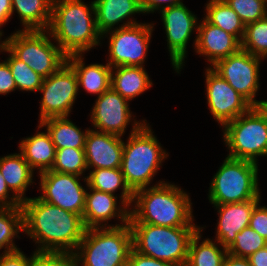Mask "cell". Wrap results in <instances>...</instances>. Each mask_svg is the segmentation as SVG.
I'll return each mask as SVG.
<instances>
[{
	"mask_svg": "<svg viewBox=\"0 0 267 266\" xmlns=\"http://www.w3.org/2000/svg\"><path fill=\"white\" fill-rule=\"evenodd\" d=\"M204 18L222 30L234 35L240 42L245 32V24L238 14L224 0H208Z\"/></svg>",
	"mask_w": 267,
	"mask_h": 266,
	"instance_id": "f546056e",
	"label": "cell"
},
{
	"mask_svg": "<svg viewBox=\"0 0 267 266\" xmlns=\"http://www.w3.org/2000/svg\"><path fill=\"white\" fill-rule=\"evenodd\" d=\"M132 205L128 223L164 227L197 226L193 223L189 194L173 183L159 180L149 188L135 191Z\"/></svg>",
	"mask_w": 267,
	"mask_h": 266,
	"instance_id": "7a4b0ae2",
	"label": "cell"
},
{
	"mask_svg": "<svg viewBox=\"0 0 267 266\" xmlns=\"http://www.w3.org/2000/svg\"><path fill=\"white\" fill-rule=\"evenodd\" d=\"M153 30L154 23L140 22L104 33L102 40L106 37L109 40L108 64L111 67H144Z\"/></svg>",
	"mask_w": 267,
	"mask_h": 266,
	"instance_id": "30bf717a",
	"label": "cell"
},
{
	"mask_svg": "<svg viewBox=\"0 0 267 266\" xmlns=\"http://www.w3.org/2000/svg\"><path fill=\"white\" fill-rule=\"evenodd\" d=\"M161 22L167 37V47L173 69L178 74L187 58V45L194 30H198V17L183 2L160 10Z\"/></svg>",
	"mask_w": 267,
	"mask_h": 266,
	"instance_id": "4fadbf2b",
	"label": "cell"
},
{
	"mask_svg": "<svg viewBox=\"0 0 267 266\" xmlns=\"http://www.w3.org/2000/svg\"><path fill=\"white\" fill-rule=\"evenodd\" d=\"M51 38L48 30L18 29L3 41L4 46L16 58L43 78H47L67 61V56Z\"/></svg>",
	"mask_w": 267,
	"mask_h": 266,
	"instance_id": "9c48e42d",
	"label": "cell"
},
{
	"mask_svg": "<svg viewBox=\"0 0 267 266\" xmlns=\"http://www.w3.org/2000/svg\"><path fill=\"white\" fill-rule=\"evenodd\" d=\"M260 107L262 109H264L265 111H267V100H262L261 104H260Z\"/></svg>",
	"mask_w": 267,
	"mask_h": 266,
	"instance_id": "7dc6e473",
	"label": "cell"
},
{
	"mask_svg": "<svg viewBox=\"0 0 267 266\" xmlns=\"http://www.w3.org/2000/svg\"><path fill=\"white\" fill-rule=\"evenodd\" d=\"M38 175L42 191L41 196L38 197L41 200L80 216L83 215L87 189L80 183L81 176L52 170Z\"/></svg>",
	"mask_w": 267,
	"mask_h": 266,
	"instance_id": "5bb4252c",
	"label": "cell"
},
{
	"mask_svg": "<svg viewBox=\"0 0 267 266\" xmlns=\"http://www.w3.org/2000/svg\"><path fill=\"white\" fill-rule=\"evenodd\" d=\"M193 42L197 54L207 59L212 67L217 61L227 58L241 48V42L232 34L210 24L204 17L199 21Z\"/></svg>",
	"mask_w": 267,
	"mask_h": 266,
	"instance_id": "d6986e66",
	"label": "cell"
},
{
	"mask_svg": "<svg viewBox=\"0 0 267 266\" xmlns=\"http://www.w3.org/2000/svg\"><path fill=\"white\" fill-rule=\"evenodd\" d=\"M9 193H11L9 195ZM9 189L2 173L0 172V207H18L22 201ZM10 196V197H9Z\"/></svg>",
	"mask_w": 267,
	"mask_h": 266,
	"instance_id": "7bdbcfd3",
	"label": "cell"
},
{
	"mask_svg": "<svg viewBox=\"0 0 267 266\" xmlns=\"http://www.w3.org/2000/svg\"><path fill=\"white\" fill-rule=\"evenodd\" d=\"M69 116L51 117L39 123L38 129L46 128L56 149L62 148H84L85 139L89 128L81 130Z\"/></svg>",
	"mask_w": 267,
	"mask_h": 266,
	"instance_id": "484cf974",
	"label": "cell"
},
{
	"mask_svg": "<svg viewBox=\"0 0 267 266\" xmlns=\"http://www.w3.org/2000/svg\"><path fill=\"white\" fill-rule=\"evenodd\" d=\"M3 45H4V41H2V36L0 35V50H1Z\"/></svg>",
	"mask_w": 267,
	"mask_h": 266,
	"instance_id": "c3c4849f",
	"label": "cell"
},
{
	"mask_svg": "<svg viewBox=\"0 0 267 266\" xmlns=\"http://www.w3.org/2000/svg\"><path fill=\"white\" fill-rule=\"evenodd\" d=\"M251 266H267V245L248 257Z\"/></svg>",
	"mask_w": 267,
	"mask_h": 266,
	"instance_id": "f6af8a7d",
	"label": "cell"
},
{
	"mask_svg": "<svg viewBox=\"0 0 267 266\" xmlns=\"http://www.w3.org/2000/svg\"><path fill=\"white\" fill-rule=\"evenodd\" d=\"M182 3V0H139V5L143 14L156 13L162 9L176 6Z\"/></svg>",
	"mask_w": 267,
	"mask_h": 266,
	"instance_id": "b9f144b4",
	"label": "cell"
},
{
	"mask_svg": "<svg viewBox=\"0 0 267 266\" xmlns=\"http://www.w3.org/2000/svg\"><path fill=\"white\" fill-rule=\"evenodd\" d=\"M224 266H251L248 258L236 257L229 253L226 254L224 259Z\"/></svg>",
	"mask_w": 267,
	"mask_h": 266,
	"instance_id": "bcb514c9",
	"label": "cell"
},
{
	"mask_svg": "<svg viewBox=\"0 0 267 266\" xmlns=\"http://www.w3.org/2000/svg\"><path fill=\"white\" fill-rule=\"evenodd\" d=\"M132 248L149 257L186 266L191 238L200 226L164 227L129 223Z\"/></svg>",
	"mask_w": 267,
	"mask_h": 266,
	"instance_id": "5b68a950",
	"label": "cell"
},
{
	"mask_svg": "<svg viewBox=\"0 0 267 266\" xmlns=\"http://www.w3.org/2000/svg\"><path fill=\"white\" fill-rule=\"evenodd\" d=\"M209 111L222 127L246 113L252 105L210 66L205 70Z\"/></svg>",
	"mask_w": 267,
	"mask_h": 266,
	"instance_id": "9a60e30c",
	"label": "cell"
},
{
	"mask_svg": "<svg viewBox=\"0 0 267 266\" xmlns=\"http://www.w3.org/2000/svg\"><path fill=\"white\" fill-rule=\"evenodd\" d=\"M12 15L18 13L24 31L48 30L52 0H11Z\"/></svg>",
	"mask_w": 267,
	"mask_h": 266,
	"instance_id": "4316f807",
	"label": "cell"
},
{
	"mask_svg": "<svg viewBox=\"0 0 267 266\" xmlns=\"http://www.w3.org/2000/svg\"><path fill=\"white\" fill-rule=\"evenodd\" d=\"M0 172L5 179L9 189L21 201L28 199L25 193L33 181L34 171L24 159L21 153L9 154L0 157Z\"/></svg>",
	"mask_w": 267,
	"mask_h": 266,
	"instance_id": "d4e9b609",
	"label": "cell"
},
{
	"mask_svg": "<svg viewBox=\"0 0 267 266\" xmlns=\"http://www.w3.org/2000/svg\"><path fill=\"white\" fill-rule=\"evenodd\" d=\"M127 266H179V265L163 260H157L153 257L143 255L135 251L133 248H131L128 255Z\"/></svg>",
	"mask_w": 267,
	"mask_h": 266,
	"instance_id": "f35d334b",
	"label": "cell"
},
{
	"mask_svg": "<svg viewBox=\"0 0 267 266\" xmlns=\"http://www.w3.org/2000/svg\"><path fill=\"white\" fill-rule=\"evenodd\" d=\"M249 227L267 241V207L260 206V202L252 211Z\"/></svg>",
	"mask_w": 267,
	"mask_h": 266,
	"instance_id": "74e56055",
	"label": "cell"
},
{
	"mask_svg": "<svg viewBox=\"0 0 267 266\" xmlns=\"http://www.w3.org/2000/svg\"><path fill=\"white\" fill-rule=\"evenodd\" d=\"M17 87L12 76L11 69L6 61L0 62V95H7Z\"/></svg>",
	"mask_w": 267,
	"mask_h": 266,
	"instance_id": "60d3db41",
	"label": "cell"
},
{
	"mask_svg": "<svg viewBox=\"0 0 267 266\" xmlns=\"http://www.w3.org/2000/svg\"><path fill=\"white\" fill-rule=\"evenodd\" d=\"M24 232L37 246L35 251L74 253L86 232L83 217L39 197L21 203Z\"/></svg>",
	"mask_w": 267,
	"mask_h": 266,
	"instance_id": "6da1fadb",
	"label": "cell"
},
{
	"mask_svg": "<svg viewBox=\"0 0 267 266\" xmlns=\"http://www.w3.org/2000/svg\"><path fill=\"white\" fill-rule=\"evenodd\" d=\"M0 266H32V256L27 257L20 249L0 253Z\"/></svg>",
	"mask_w": 267,
	"mask_h": 266,
	"instance_id": "ab89813d",
	"label": "cell"
},
{
	"mask_svg": "<svg viewBox=\"0 0 267 266\" xmlns=\"http://www.w3.org/2000/svg\"><path fill=\"white\" fill-rule=\"evenodd\" d=\"M223 142L227 146V157L248 160L258 164V156L267 153V111L252 106L246 113L223 127Z\"/></svg>",
	"mask_w": 267,
	"mask_h": 266,
	"instance_id": "ba28073f",
	"label": "cell"
},
{
	"mask_svg": "<svg viewBox=\"0 0 267 266\" xmlns=\"http://www.w3.org/2000/svg\"><path fill=\"white\" fill-rule=\"evenodd\" d=\"M84 54H74L67 57V63L73 68L77 80L78 88L82 87L87 93L100 96L111 88L112 67L92 63L85 65Z\"/></svg>",
	"mask_w": 267,
	"mask_h": 266,
	"instance_id": "7402d4cb",
	"label": "cell"
},
{
	"mask_svg": "<svg viewBox=\"0 0 267 266\" xmlns=\"http://www.w3.org/2000/svg\"><path fill=\"white\" fill-rule=\"evenodd\" d=\"M24 232L22 207H0V250L11 252L18 250L14 238Z\"/></svg>",
	"mask_w": 267,
	"mask_h": 266,
	"instance_id": "4dcf8cb0",
	"label": "cell"
},
{
	"mask_svg": "<svg viewBox=\"0 0 267 266\" xmlns=\"http://www.w3.org/2000/svg\"><path fill=\"white\" fill-rule=\"evenodd\" d=\"M18 148L33 171L36 169L40 174L51 170L55 161L56 147L47 130L45 132L37 130L34 135L23 138Z\"/></svg>",
	"mask_w": 267,
	"mask_h": 266,
	"instance_id": "603a6c76",
	"label": "cell"
},
{
	"mask_svg": "<svg viewBox=\"0 0 267 266\" xmlns=\"http://www.w3.org/2000/svg\"><path fill=\"white\" fill-rule=\"evenodd\" d=\"M132 248L129 223L120 227L86 229L75 250L76 266H127Z\"/></svg>",
	"mask_w": 267,
	"mask_h": 266,
	"instance_id": "8992f818",
	"label": "cell"
},
{
	"mask_svg": "<svg viewBox=\"0 0 267 266\" xmlns=\"http://www.w3.org/2000/svg\"><path fill=\"white\" fill-rule=\"evenodd\" d=\"M255 162L226 157L211 180L208 200L212 205L261 199Z\"/></svg>",
	"mask_w": 267,
	"mask_h": 266,
	"instance_id": "52a82bcc",
	"label": "cell"
},
{
	"mask_svg": "<svg viewBox=\"0 0 267 266\" xmlns=\"http://www.w3.org/2000/svg\"><path fill=\"white\" fill-rule=\"evenodd\" d=\"M153 86L152 80L142 66L112 67L111 88L131 101Z\"/></svg>",
	"mask_w": 267,
	"mask_h": 266,
	"instance_id": "cb8c5ba5",
	"label": "cell"
},
{
	"mask_svg": "<svg viewBox=\"0 0 267 266\" xmlns=\"http://www.w3.org/2000/svg\"><path fill=\"white\" fill-rule=\"evenodd\" d=\"M32 266H76V262L73 253L34 251Z\"/></svg>",
	"mask_w": 267,
	"mask_h": 266,
	"instance_id": "8d00e7d4",
	"label": "cell"
},
{
	"mask_svg": "<svg viewBox=\"0 0 267 266\" xmlns=\"http://www.w3.org/2000/svg\"><path fill=\"white\" fill-rule=\"evenodd\" d=\"M86 183L87 192L85 196V207L82 215L85 227L105 228L120 227L129 222V207L122 201H118V195L107 192H101L88 186L87 177H83ZM88 189L90 192H88ZM119 202V205H118ZM121 224L110 225L107 222L115 218ZM104 223V224H103Z\"/></svg>",
	"mask_w": 267,
	"mask_h": 266,
	"instance_id": "e0dca14e",
	"label": "cell"
},
{
	"mask_svg": "<svg viewBox=\"0 0 267 266\" xmlns=\"http://www.w3.org/2000/svg\"><path fill=\"white\" fill-rule=\"evenodd\" d=\"M91 111L90 121L94 130L121 137L134 118L129 107V100L123 98L112 88L97 96Z\"/></svg>",
	"mask_w": 267,
	"mask_h": 266,
	"instance_id": "2e32d148",
	"label": "cell"
},
{
	"mask_svg": "<svg viewBox=\"0 0 267 266\" xmlns=\"http://www.w3.org/2000/svg\"><path fill=\"white\" fill-rule=\"evenodd\" d=\"M1 52L9 53L5 61L11 69L17 90L20 89L21 91L30 92L39 91L44 78L31 69L26 63L16 58L4 45L0 50V53Z\"/></svg>",
	"mask_w": 267,
	"mask_h": 266,
	"instance_id": "1f68e13d",
	"label": "cell"
},
{
	"mask_svg": "<svg viewBox=\"0 0 267 266\" xmlns=\"http://www.w3.org/2000/svg\"><path fill=\"white\" fill-rule=\"evenodd\" d=\"M132 123L133 128L123 144L121 171L127 186L134 193L152 183L169 154L153 135L154 131L145 119H134Z\"/></svg>",
	"mask_w": 267,
	"mask_h": 266,
	"instance_id": "277c9868",
	"label": "cell"
},
{
	"mask_svg": "<svg viewBox=\"0 0 267 266\" xmlns=\"http://www.w3.org/2000/svg\"><path fill=\"white\" fill-rule=\"evenodd\" d=\"M241 48L263 60L267 58V16L245 25Z\"/></svg>",
	"mask_w": 267,
	"mask_h": 266,
	"instance_id": "836d02e7",
	"label": "cell"
},
{
	"mask_svg": "<svg viewBox=\"0 0 267 266\" xmlns=\"http://www.w3.org/2000/svg\"><path fill=\"white\" fill-rule=\"evenodd\" d=\"M267 245V241L250 227L239 232L234 242L227 248L229 254L248 258Z\"/></svg>",
	"mask_w": 267,
	"mask_h": 266,
	"instance_id": "e575fe53",
	"label": "cell"
},
{
	"mask_svg": "<svg viewBox=\"0 0 267 266\" xmlns=\"http://www.w3.org/2000/svg\"><path fill=\"white\" fill-rule=\"evenodd\" d=\"M48 31L67 57L102 44L93 1L88 5L82 0H52Z\"/></svg>",
	"mask_w": 267,
	"mask_h": 266,
	"instance_id": "3957f363",
	"label": "cell"
},
{
	"mask_svg": "<svg viewBox=\"0 0 267 266\" xmlns=\"http://www.w3.org/2000/svg\"><path fill=\"white\" fill-rule=\"evenodd\" d=\"M51 170L83 177V173L88 170L84 148L56 149L55 161Z\"/></svg>",
	"mask_w": 267,
	"mask_h": 266,
	"instance_id": "d6a6232c",
	"label": "cell"
},
{
	"mask_svg": "<svg viewBox=\"0 0 267 266\" xmlns=\"http://www.w3.org/2000/svg\"><path fill=\"white\" fill-rule=\"evenodd\" d=\"M260 199L248 200L239 203L213 205L218 212L215 240L223 247L228 248L235 240L237 234L249 227L252 211Z\"/></svg>",
	"mask_w": 267,
	"mask_h": 266,
	"instance_id": "ffe728a7",
	"label": "cell"
},
{
	"mask_svg": "<svg viewBox=\"0 0 267 266\" xmlns=\"http://www.w3.org/2000/svg\"><path fill=\"white\" fill-rule=\"evenodd\" d=\"M79 90L77 76L67 62L44 78L38 91L43 93L38 123L51 117L69 116Z\"/></svg>",
	"mask_w": 267,
	"mask_h": 266,
	"instance_id": "7c38bea8",
	"label": "cell"
},
{
	"mask_svg": "<svg viewBox=\"0 0 267 266\" xmlns=\"http://www.w3.org/2000/svg\"><path fill=\"white\" fill-rule=\"evenodd\" d=\"M93 3L96 26L101 35L115 28L118 29L139 23L136 19H131L130 17L143 13L139 0H94ZM120 22H123V24L120 25Z\"/></svg>",
	"mask_w": 267,
	"mask_h": 266,
	"instance_id": "44dd1931",
	"label": "cell"
},
{
	"mask_svg": "<svg viewBox=\"0 0 267 266\" xmlns=\"http://www.w3.org/2000/svg\"><path fill=\"white\" fill-rule=\"evenodd\" d=\"M12 17L11 0H0V27H2ZM0 35L3 36V31L0 30Z\"/></svg>",
	"mask_w": 267,
	"mask_h": 266,
	"instance_id": "ee69618b",
	"label": "cell"
},
{
	"mask_svg": "<svg viewBox=\"0 0 267 266\" xmlns=\"http://www.w3.org/2000/svg\"><path fill=\"white\" fill-rule=\"evenodd\" d=\"M262 59L240 48L236 53L217 61L211 68L252 106H260L262 100H256L255 97L260 89Z\"/></svg>",
	"mask_w": 267,
	"mask_h": 266,
	"instance_id": "8fae6325",
	"label": "cell"
},
{
	"mask_svg": "<svg viewBox=\"0 0 267 266\" xmlns=\"http://www.w3.org/2000/svg\"><path fill=\"white\" fill-rule=\"evenodd\" d=\"M123 144L121 136L89 128L84 145L87 169L121 168Z\"/></svg>",
	"mask_w": 267,
	"mask_h": 266,
	"instance_id": "ac0fdd59",
	"label": "cell"
},
{
	"mask_svg": "<svg viewBox=\"0 0 267 266\" xmlns=\"http://www.w3.org/2000/svg\"><path fill=\"white\" fill-rule=\"evenodd\" d=\"M203 228L201 227L191 238L186 266H224L227 248L217 240H214L215 242L209 238L202 240Z\"/></svg>",
	"mask_w": 267,
	"mask_h": 266,
	"instance_id": "83f0119b",
	"label": "cell"
},
{
	"mask_svg": "<svg viewBox=\"0 0 267 266\" xmlns=\"http://www.w3.org/2000/svg\"><path fill=\"white\" fill-rule=\"evenodd\" d=\"M247 25L267 16V5L264 0H224Z\"/></svg>",
	"mask_w": 267,
	"mask_h": 266,
	"instance_id": "d590c367",
	"label": "cell"
},
{
	"mask_svg": "<svg viewBox=\"0 0 267 266\" xmlns=\"http://www.w3.org/2000/svg\"><path fill=\"white\" fill-rule=\"evenodd\" d=\"M87 182L92 189L115 195V191L121 189L119 201L125 203L129 208L133 202V192L127 186L121 168L93 169L89 170ZM121 187V188H120Z\"/></svg>",
	"mask_w": 267,
	"mask_h": 266,
	"instance_id": "f1b7e54d",
	"label": "cell"
}]
</instances>
